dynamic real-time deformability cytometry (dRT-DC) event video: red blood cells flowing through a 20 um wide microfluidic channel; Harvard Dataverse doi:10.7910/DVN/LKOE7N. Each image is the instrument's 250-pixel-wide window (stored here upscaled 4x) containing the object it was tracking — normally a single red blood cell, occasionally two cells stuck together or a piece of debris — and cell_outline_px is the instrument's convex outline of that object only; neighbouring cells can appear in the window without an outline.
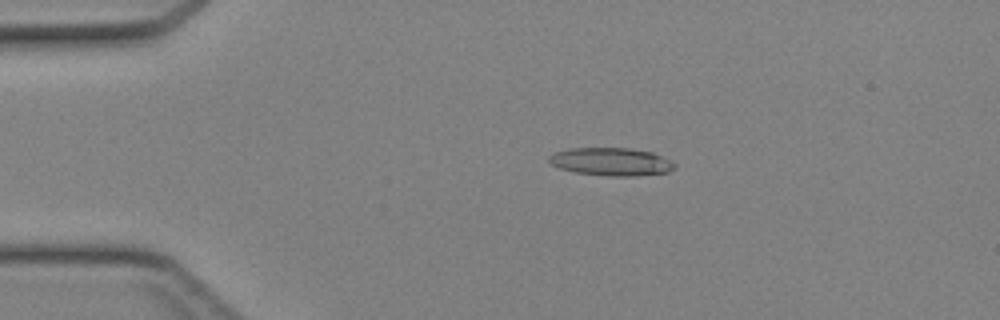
{"species": "Egyptian fruit bat (a non-hibernating species)", "species_latin": "Rousettus aegyptiacus", "temperature_condition": "cold", "stored_images_in_passage": 45, "camera_frame_rate_fps": 3000, "um_per_image_px": 0.085, "animal": {"sex": "female"}, "frame": {"image": 1, "passage_image": 10, "time_ms": 3.0, "image_size_px": [1000, 320], "cell_outline_px": [[676, 168], [668, 172], [632, 176], [612, 176], [576, 172], [560, 168], [552, 164], [548, 160], [548, 156], [556, 152], [568, 148], [628, 148], [652, 152], [676, 164]], "centroid_in_image_um": [51.94, 13.74], "position_along_channel_um": 33.1, "area_um2": 20.23}}
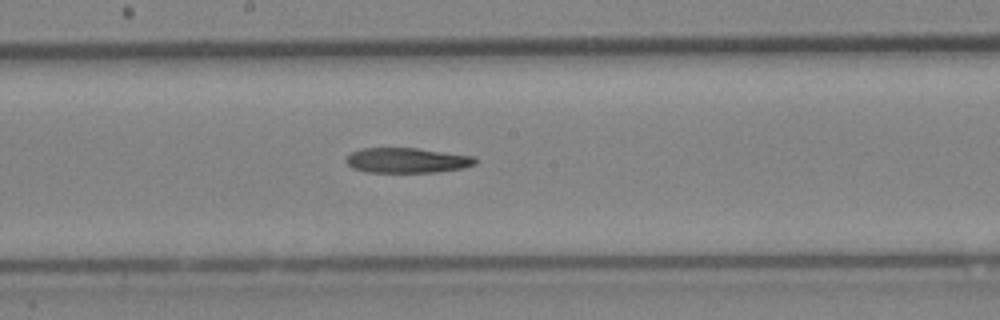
{"frame": {"image": 2, "passage_image": 25, "time_ms": 8.0, "image_size_px": [1000, 320], "cell_outline_px": [[476, 164], [464, 168], [436, 172], [364, 172], [352, 168], [344, 160], [352, 152], [360, 148], [416, 148], [476, 156]], "centroid_in_image_um": [34.6, 13.63], "position_along_channel_um": 213.6, "area_um2": 19.02}}
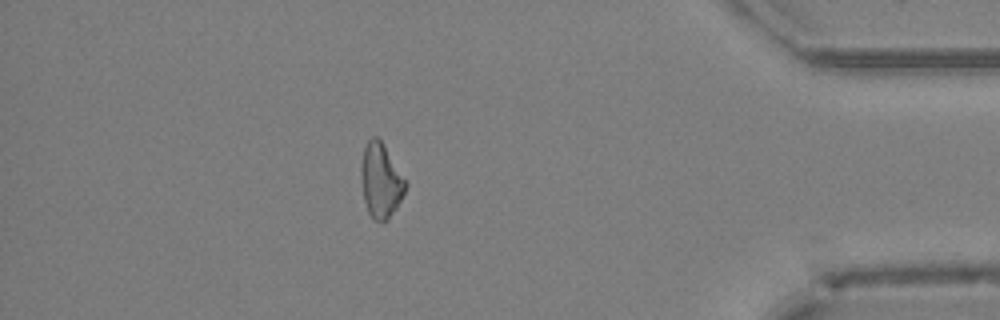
{"frame": {"image": 3, "passage_image": 40, "time_ms": 13.0, "image_size_px": [1000, 320], "cell_outline_px": [[408, 184], [396, 208], [388, 220], [372, 220], [368, 212], [364, 200], [360, 180], [360, 168], [364, 148], [368, 140], [372, 136], [376, 136], [380, 140]], "centroid_in_image_um": [32.34, 15.37], "position_along_channel_um": 402.9, "area_um2": 19.07}}